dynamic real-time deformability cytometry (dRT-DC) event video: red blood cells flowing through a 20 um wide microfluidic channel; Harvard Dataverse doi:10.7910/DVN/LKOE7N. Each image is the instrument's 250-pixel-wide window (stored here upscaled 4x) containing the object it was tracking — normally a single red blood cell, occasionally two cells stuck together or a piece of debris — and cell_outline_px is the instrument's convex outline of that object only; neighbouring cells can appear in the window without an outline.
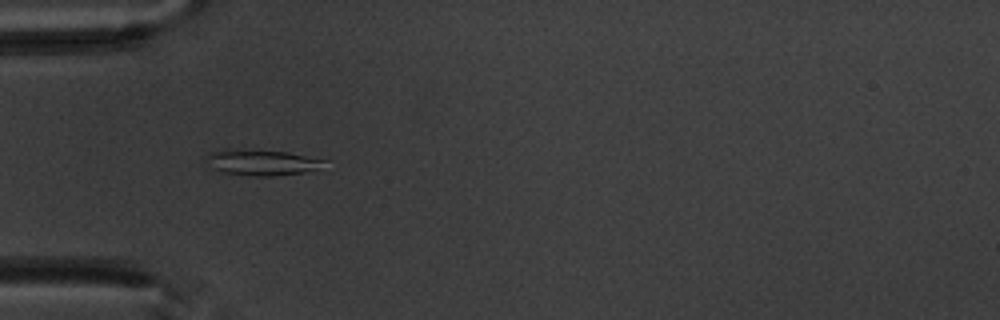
{"species": "common noctule bat (a hibernating species)", "species_latin": "Nyctalus noctula", "temperature_condition": "warm", "stored_images_in_passage": 8, "camera_frame_rate_fps": 3000, "um_per_image_px": 0.085, "animal": {"sex": "male", "body_mass_g": 20.1, "forearm_length_mm": 53.5}, "frame": {"image": 1, "passage_image": 3, "time_ms": 2.333, "image_size_px": [1000, 320], "cell_outline_px": [[328, 160], [316, 168], [304, 172], [272, 176], [256, 176], [224, 172], [212, 168], [204, 160], [204, 156], [208, 152], [224, 148], [228, 148], [288, 152]], "centroid_in_image_um": [22.14, 13.78], "position_along_channel_um": 62.9, "area_um2": 17.8}}
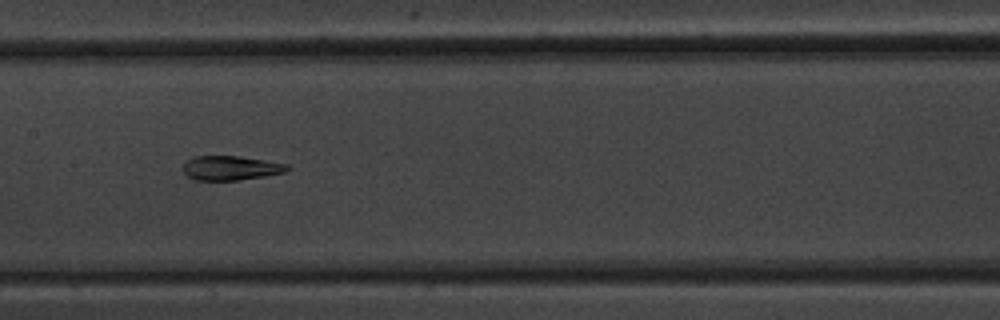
{"frame": {"image": 2, "passage_image": 6, "time_ms": 5.667, "image_size_px": [1000, 320], "cell_outline_px": [[288, 172], [264, 176], [236, 180], [196, 180], [188, 176], [184, 172], [184, 164], [188, 160], [196, 156], [240, 156], [288, 164]], "centroid_in_image_um": [19.64, 14.28], "position_along_channel_um": 187.8, "area_um2": 14.62}}
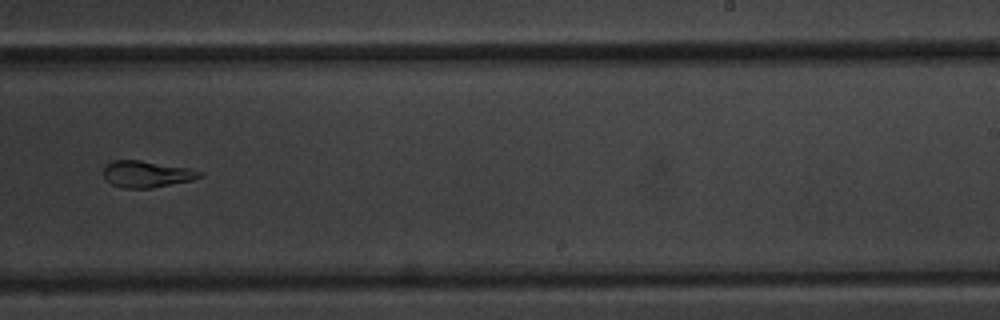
{"frame": {"image": 3, "passage_image": 8, "time_ms": 8.0, "image_size_px": [1000, 320], "cell_outline_px": [[204, 176], [192, 180], [152, 188], [124, 188], [112, 184], [104, 176], [104, 168], [112, 160], [140, 160], [192, 168], [204, 172]], "centroid_in_image_um": [12.54, 14.79], "position_along_channel_um": 276.5, "area_um2": 14.97}}